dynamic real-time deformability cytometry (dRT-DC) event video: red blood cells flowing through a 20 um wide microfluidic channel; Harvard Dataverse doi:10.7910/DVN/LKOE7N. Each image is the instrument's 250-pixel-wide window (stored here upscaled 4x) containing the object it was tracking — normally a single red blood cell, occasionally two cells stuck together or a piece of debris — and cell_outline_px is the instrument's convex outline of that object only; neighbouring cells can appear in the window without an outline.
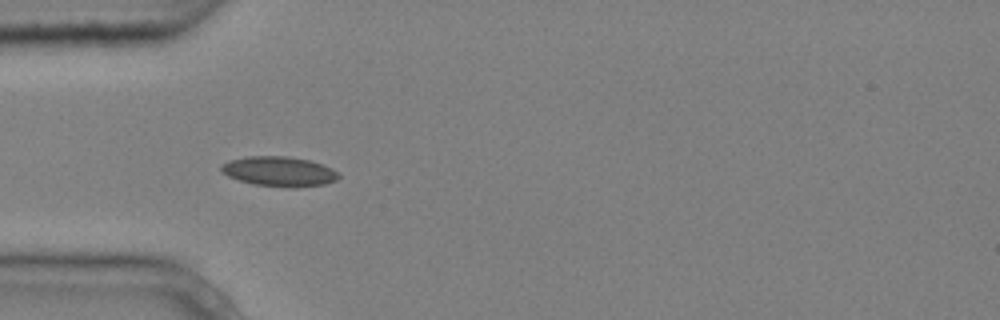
{"species": "common noctule bat (a hibernating species)", "species_latin": "Nyctalus noctula", "temperature_condition": "cold", "stored_images_in_passage": 5, "camera_frame_rate_fps": 3000, "um_per_image_px": 0.085, "animal": {"sex": "male", "body_mass_g": 20.4}, "frame": {"image": 1, "passage_image": 4, "time_ms": 1.0, "image_size_px": [1000, 320], "cell_outline_px": [[340, 176], [336, 180], [324, 184], [296, 188], [292, 188], [252, 184], [228, 176], [220, 168], [220, 164], [228, 160], [248, 156], [288, 156], [308, 160], [332, 168], [340, 172]], "centroid_in_image_um": [23.74, 14.57], "position_along_channel_um": 61.3, "area_um2": 20.52}}
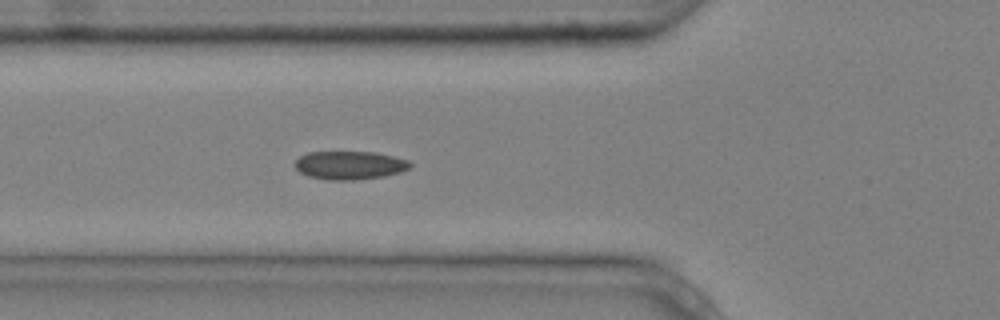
{"frame": {"image": 2, "passage_image": 5, "time_ms": 1.333, "image_size_px": [1000, 320], "cell_outline_px": [[412, 164], [408, 168], [400, 172], [384, 176], [352, 180], [328, 180], [308, 176], [300, 172], [292, 164], [300, 156], [308, 152], [376, 152], [408, 160]], "centroid_in_image_um": [29.69, 14.04], "position_along_channel_um": 96.1, "area_um2": 19.02}}